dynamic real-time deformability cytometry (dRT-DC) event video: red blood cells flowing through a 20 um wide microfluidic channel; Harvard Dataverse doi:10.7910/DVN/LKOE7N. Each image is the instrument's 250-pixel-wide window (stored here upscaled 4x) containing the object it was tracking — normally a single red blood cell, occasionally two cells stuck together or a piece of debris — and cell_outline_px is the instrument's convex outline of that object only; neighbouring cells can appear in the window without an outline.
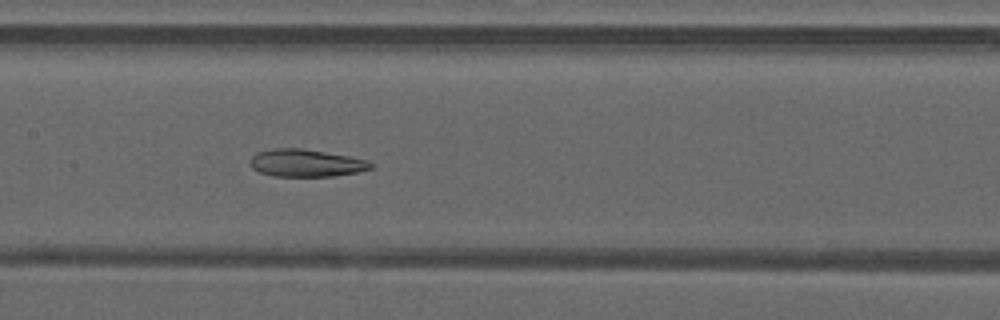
{"species": "common noctule bat (a hibernating species)", "species_latin": "Nyctalus noctula", "temperature_condition": "warm", "stored_images_in_passage": 35, "camera_frame_rate_fps": 3000, "um_per_image_px": 0.085, "animal": {"sex": "male", "forearm_length_mm": 52.5}, "frame": {"image": 1, "passage_image": 10, "time_ms": 3.0, "image_size_px": [1000, 320], "cell_outline_px": [[376, 164], [372, 168], [356, 172], [332, 176], [272, 176], [260, 172], [252, 168], [248, 164], [248, 160], [256, 152], [276, 148], [300, 148], [348, 156], [368, 160]], "centroid_in_image_um": [25.98, 13.85], "position_along_channel_um": 181.4, "area_um2": 19.36}}
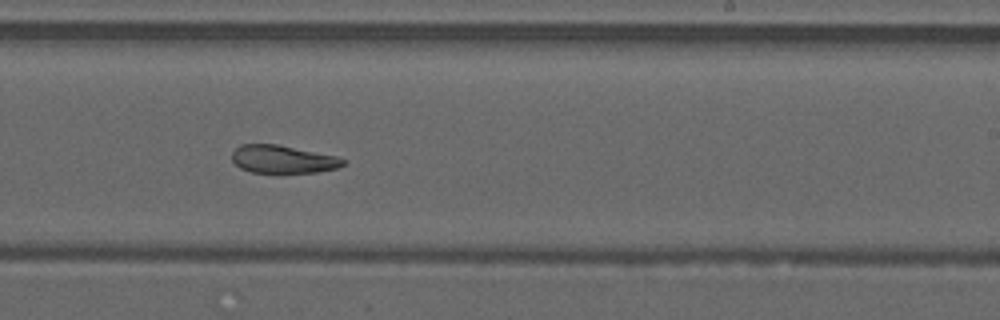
{"frame": {"image": 2, "passage_image": 16, "time_ms": 5.0, "image_size_px": [1000, 320], "cell_outline_px": [[348, 160], [344, 164], [336, 168], [316, 172], [252, 172], [240, 168], [232, 160], [232, 152], [240, 144], [276, 144], [336, 156]], "centroid_in_image_um": [24.03, 13.53], "position_along_channel_um": 265.0, "area_um2": 17.86}}
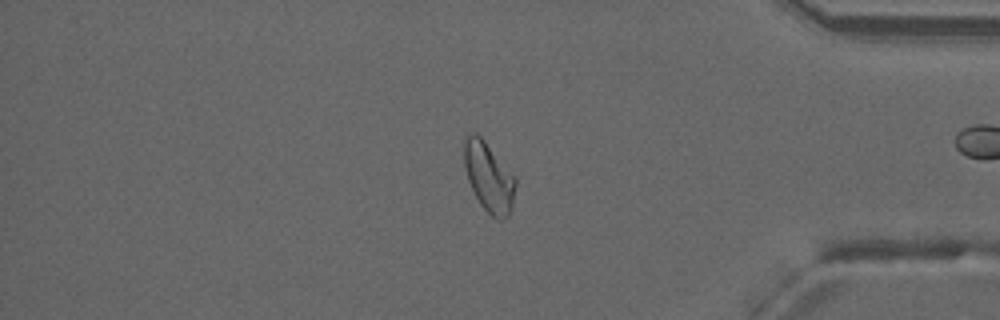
{"frame": {"image": 3, "passage_image": 27, "time_ms": 8.667, "image_size_px": [1000, 320], "cell_outline_px": [[516, 184], [512, 204], [508, 216], [504, 220], [496, 220], [480, 204], [468, 180], [464, 164], [464, 140], [468, 132], [476, 132], [484, 140], [516, 176]], "centroid_in_image_um": [41.55, 15.03], "position_along_channel_um": 393.6, "area_um2": 20.87}, "authors_computed_cell_mechanics": {"area_um2": 20.0566, "velocity_mm_per_s": 4.2023, "shape_relaxation_time_tau1_ms": null, "shape_relaxation_time_tau2_ms": 3.5107, "deformation_change_tau1": null, "deformation_change_tau2": 0.0967}}